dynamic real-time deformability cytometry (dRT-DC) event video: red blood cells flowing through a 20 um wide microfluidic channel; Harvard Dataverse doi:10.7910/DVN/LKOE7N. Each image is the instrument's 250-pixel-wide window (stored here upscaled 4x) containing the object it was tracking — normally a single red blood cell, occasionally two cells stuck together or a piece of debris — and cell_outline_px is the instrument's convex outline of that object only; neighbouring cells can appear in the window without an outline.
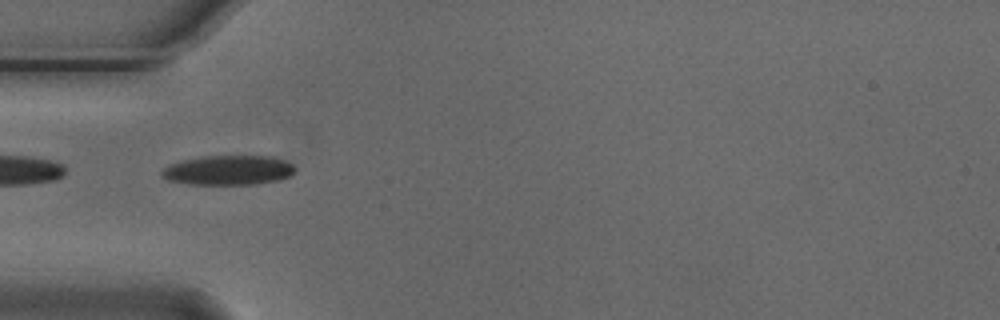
{"species": "Egyptian fruit bat (a non-hibernating species)", "species_latin": "Rousettus aegyptiacus", "temperature_condition": "cold", "stored_images_in_passage": 5, "camera_frame_rate_fps": 3000, "um_per_image_px": 0.085, "animal": {"sex": "male"}, "frame": {"image": 1, "passage_image": 5, "time_ms": 1.333, "image_size_px": [1000, 320], "cell_outline_px": [[296, 168], [292, 176], [280, 180], [256, 184], [188, 184], [168, 180], [160, 176], [160, 172], [168, 164], [180, 160], [200, 156], [272, 156], [284, 160], [292, 164]], "centroid_in_image_um": [19.4, 14.46], "position_along_channel_um": 65.6, "area_um2": 23.35}}